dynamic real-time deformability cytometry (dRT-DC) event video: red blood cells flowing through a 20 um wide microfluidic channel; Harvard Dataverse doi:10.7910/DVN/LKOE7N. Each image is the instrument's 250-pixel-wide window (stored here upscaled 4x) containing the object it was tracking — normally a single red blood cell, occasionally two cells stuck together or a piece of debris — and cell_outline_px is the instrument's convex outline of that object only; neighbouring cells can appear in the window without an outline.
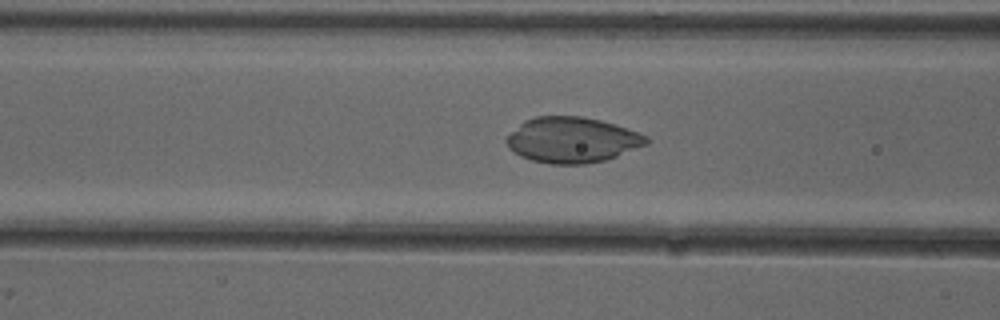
{"species": "common noctule bat (a hibernating species)", "species_latin": "Nyctalus noctula", "temperature_condition": "cold", "stored_images_in_passage": 48, "camera_frame_rate_fps": 3000, "um_per_image_px": 0.085, "animal": {"sex": "female"}, "frame": {"image": 1, "passage_image": 21, "time_ms": 6.667, "image_size_px": [1000, 320], "cell_outline_px": [[652, 140], [648, 144], [616, 156], [604, 160], [584, 164], [548, 164], [532, 160], [520, 156], [512, 152], [508, 148], [504, 140], [524, 120], [536, 116], [580, 116], [600, 120], [648, 136]], "centroid_in_image_um": [48.6, 11.9], "position_along_channel_um": 118.0, "area_um2": 37.05}}
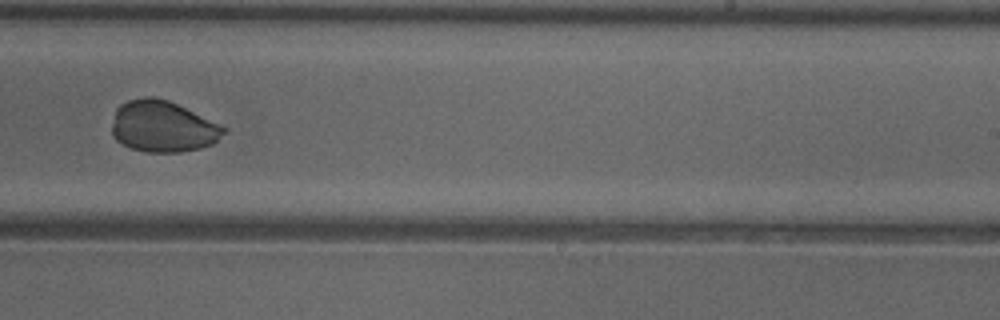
{"frame": {"image": 2, "passage_image": 33, "time_ms": 10.667, "image_size_px": [1000, 320], "cell_outline_px": [[228, 132], [212, 144], [200, 148], [180, 152], [144, 152], [132, 148], [116, 140], [112, 136], [112, 124], [116, 108], [120, 104], [128, 100], [144, 96], [148, 96], [168, 100], [228, 128]], "centroid_in_image_um": [13.84, 10.75], "position_along_channel_um": 275.2, "area_um2": 33.47}}
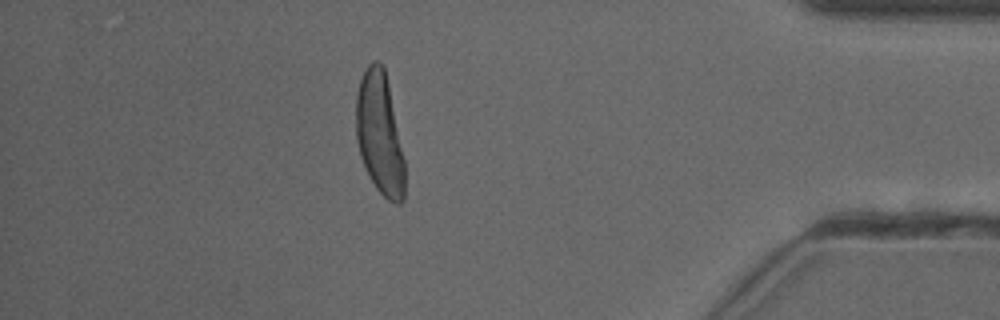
{"frame": {"image": 3, "passage_image": 46, "time_ms": 15.0, "image_size_px": [1000, 320], "cell_outline_px": [[404, 200], [400, 204], [396, 204], [388, 200], [376, 188], [360, 156], [356, 140], [356, 96], [360, 80], [368, 64], [372, 60], [380, 60], [384, 68], [388, 84], [404, 160]], "centroid_in_image_um": [32.26, 11.36], "position_along_channel_um": 402.9, "area_um2": 34.28}}